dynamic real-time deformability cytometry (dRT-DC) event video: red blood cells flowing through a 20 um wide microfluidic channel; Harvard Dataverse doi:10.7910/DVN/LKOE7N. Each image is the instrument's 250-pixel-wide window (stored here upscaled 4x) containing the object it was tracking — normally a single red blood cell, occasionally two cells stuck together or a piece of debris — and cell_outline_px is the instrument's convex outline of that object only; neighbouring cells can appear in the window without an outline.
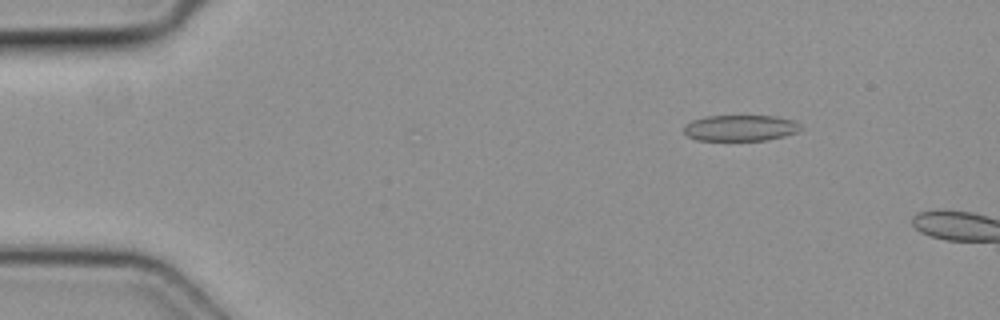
{"species": "common noctule bat (a hibernating species)", "species_latin": "Nyctalus noctula", "temperature_condition": "cold", "stored_images_in_passage": 3, "camera_frame_rate_fps": 3000, "um_per_image_px": 0.085, "animal": {"sex": "female", "body_mass_g": 19.3, "forearm_length_mm": 54.1}, "frame": {"image": 1, "passage_image": 2, "time_ms": 0.333, "image_size_px": [1000, 320], "cell_outline_px": [[804, 128], [796, 132], [784, 136], [768, 140], [696, 140], [688, 136], [684, 132], [684, 124], [692, 120], [704, 116], [776, 116], [792, 120], [800, 124]], "centroid_in_image_um": [62.93, 10.87], "position_along_channel_um": 22.1, "area_um2": 17.8}}